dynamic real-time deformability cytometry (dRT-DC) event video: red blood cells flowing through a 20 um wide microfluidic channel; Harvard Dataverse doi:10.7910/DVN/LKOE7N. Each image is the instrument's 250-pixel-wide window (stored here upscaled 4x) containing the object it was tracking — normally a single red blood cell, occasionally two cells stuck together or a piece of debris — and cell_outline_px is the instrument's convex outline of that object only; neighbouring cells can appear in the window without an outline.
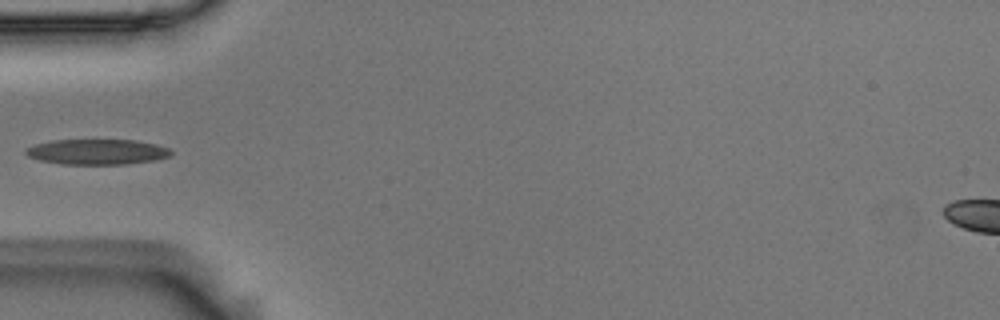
{"species": "Egyptian fruit bat (a non-hibernating species)", "species_latin": "Rousettus aegyptiacus", "temperature_condition": "room temperature", "stored_images_in_passage": 3, "camera_frame_rate_fps": 3000, "um_per_image_px": 0.085, "animal": {"sex": "male"}, "frame": {"image": 1, "passage_image": 3, "time_ms": 0.667, "image_size_px": [1000, 320], "cell_outline_px": [[172, 152], [168, 156], [156, 160], [124, 164], [60, 164], [40, 160], [28, 156], [24, 152], [24, 148], [36, 144], [52, 140], [136, 140], [156, 144], [168, 148]], "centroid_in_image_um": [8.22, 12.9], "position_along_channel_um": 76.8, "area_um2": 21.44}}